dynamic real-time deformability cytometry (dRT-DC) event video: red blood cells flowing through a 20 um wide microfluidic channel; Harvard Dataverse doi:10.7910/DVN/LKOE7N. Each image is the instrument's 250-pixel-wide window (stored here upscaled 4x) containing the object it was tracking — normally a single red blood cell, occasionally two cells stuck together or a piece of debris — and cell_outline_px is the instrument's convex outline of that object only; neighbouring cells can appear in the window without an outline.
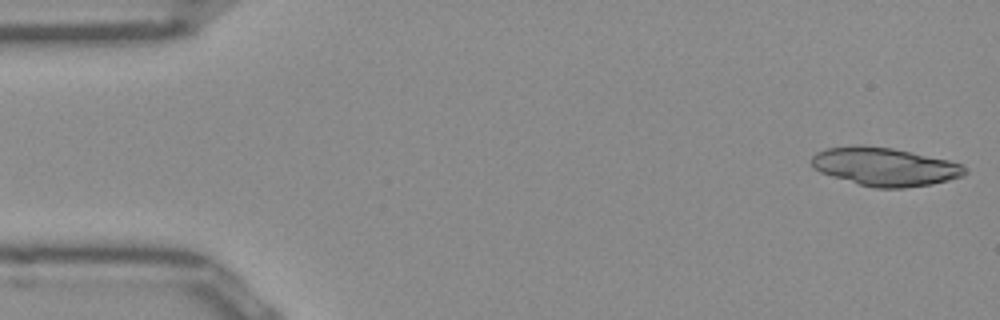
{"species": "Egyptian fruit bat (a non-hibernating species)", "species_latin": "Rousettus aegyptiacus", "temperature_condition": "room temperature", "stored_images_in_passage": 50, "segment_of_instrument_passage": [1, 2], "camera_frame_rate_fps": 3000, "um_per_image_px": 0.085, "frame": {"image": 1, "passage_image": 1, "time_ms": 0.0, "image_size_px": [1000, 320], "cell_outline_px": [[968, 172], [964, 176], [932, 184], [904, 188], [876, 188], [860, 184], [832, 176], [820, 172], [812, 168], [812, 156], [816, 152], [828, 148], [860, 144], [892, 148], [948, 160], [960, 164], [968, 168]], "centroid_in_image_um": [75.22, 14.17], "position_along_channel_um": 9.8, "area_um2": 34.22}}